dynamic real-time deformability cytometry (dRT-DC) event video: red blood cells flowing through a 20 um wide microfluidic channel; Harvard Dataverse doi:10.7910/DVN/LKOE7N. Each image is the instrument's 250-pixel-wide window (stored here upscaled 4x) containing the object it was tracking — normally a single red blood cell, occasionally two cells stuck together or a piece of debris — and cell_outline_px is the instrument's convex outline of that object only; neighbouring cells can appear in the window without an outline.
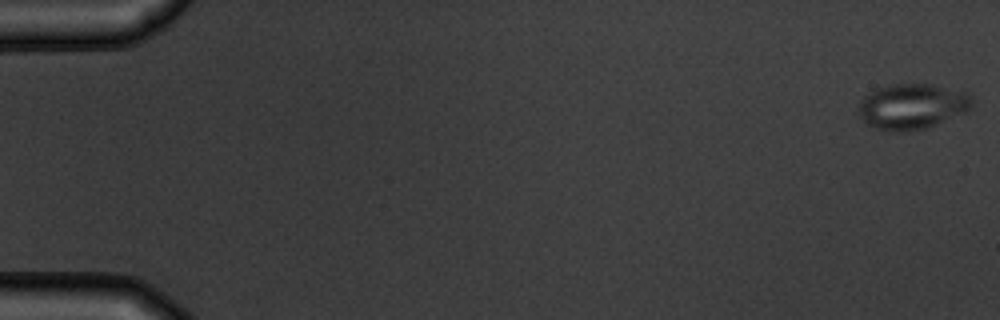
{"species": "common noctule bat (a hibernating species)", "species_latin": "Nyctalus noctula", "temperature_condition": "warm", "stored_images_in_passage": 10, "camera_frame_rate_fps": 3000, "um_per_image_px": 0.085, "animal": {"sex": "male", "body_mass_g": 19.5, "forearm_length_mm": 54.6}, "frame": {"image": 1, "passage_image": 1, "time_ms": 0.0, "image_size_px": [1000, 320], "cell_outline_px": [[972, 108], [964, 112], [928, 128], [904, 132], [892, 132], [876, 128], [864, 124], [856, 116], [856, 108], [860, 100], [864, 96], [876, 88], [892, 84], [932, 84], [964, 92], [972, 96]], "centroid_in_image_um": [77.44, 9.06], "position_along_channel_um": 7.6, "area_um2": 30.63}}
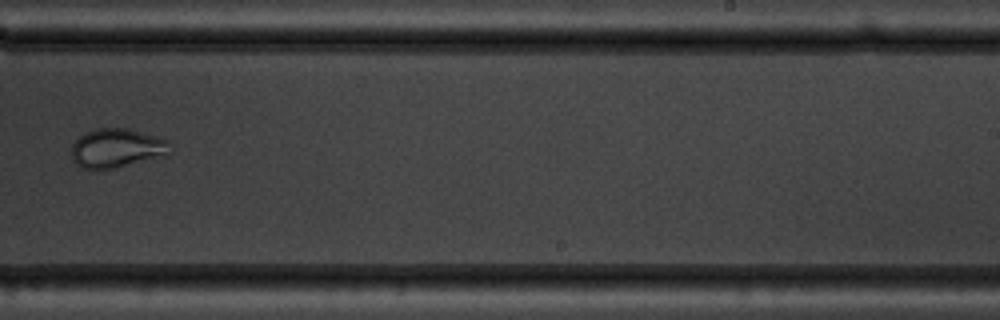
{"frame": {"image": 2, "passage_image": 10, "time_ms": 11.0, "image_size_px": [1000, 320], "cell_outline_px": [[172, 152], [168, 156], [112, 168], [80, 168], [72, 160], [72, 144], [84, 132], [96, 128], [128, 128], [168, 140]], "centroid_in_image_um": [9.95, 12.58], "position_along_channel_um": 279.1, "area_um2": 22.54}}